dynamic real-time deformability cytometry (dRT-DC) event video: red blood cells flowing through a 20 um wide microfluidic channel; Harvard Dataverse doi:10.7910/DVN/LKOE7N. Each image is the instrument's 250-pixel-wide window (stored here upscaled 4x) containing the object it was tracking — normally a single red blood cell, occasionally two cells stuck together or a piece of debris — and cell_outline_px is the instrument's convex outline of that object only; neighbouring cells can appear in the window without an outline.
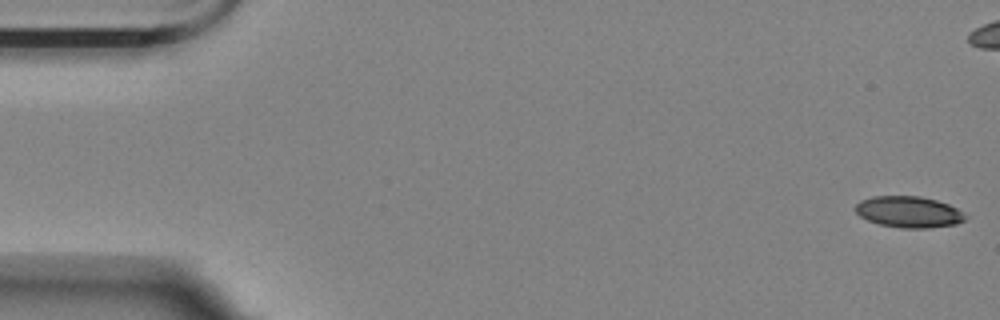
{"species": "Egyptian fruit bat (a non-hibernating species)", "species_latin": "Rousettus aegyptiacus", "temperature_condition": "room temperature", "stored_images_in_passage": 58, "camera_frame_rate_fps": 3000, "um_per_image_px": 0.085, "animal": {"sex": "female"}, "frame": {"image": 1, "passage_image": 1, "time_ms": 0.0, "image_size_px": [1000, 320], "cell_outline_px": [[968, 216], [964, 220], [956, 224], [928, 228], [900, 228], [880, 224], [868, 220], [860, 216], [852, 208], [860, 200], [872, 196], [920, 196], [936, 200], [948, 204], [956, 208]], "centroid_in_image_um": [77.22, 18.01], "position_along_channel_um": 7.8, "area_um2": 20.11}}
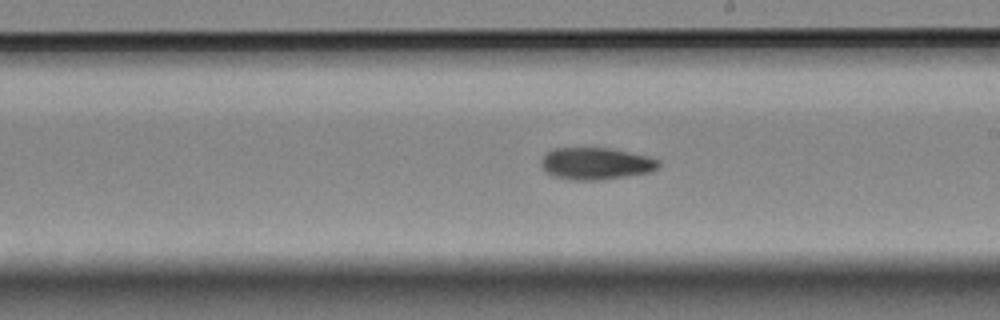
{"frame": {"image": 2, "passage_image": 32, "time_ms": 10.333, "image_size_px": [1000, 320], "cell_outline_px": [[660, 164], [652, 172], [628, 176], [600, 180], [572, 180], [552, 176], [544, 172], [540, 164], [540, 160], [552, 148], [612, 148], [648, 156], [660, 160]], "centroid_in_image_um": [50.64, 13.91], "position_along_channel_um": 238.4, "area_um2": 22.2}}
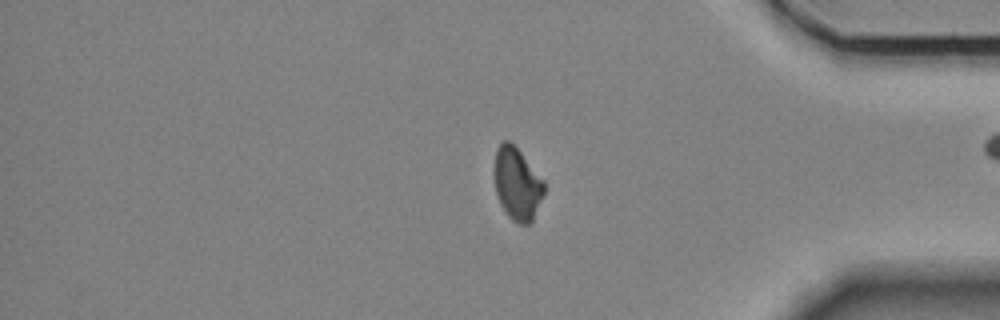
{"frame": {"image": 3, "passage_image": 47, "time_ms": 15.333, "image_size_px": [1000, 320], "cell_outline_px": [[544, 192], [532, 220], [528, 224], [520, 224], [512, 220], [504, 212], [496, 196], [496, 148], [504, 140], [508, 140], [520, 152], [544, 180]], "centroid_in_image_um": [43.96, 15.65], "position_along_channel_um": 391.2, "area_um2": 20.52}}